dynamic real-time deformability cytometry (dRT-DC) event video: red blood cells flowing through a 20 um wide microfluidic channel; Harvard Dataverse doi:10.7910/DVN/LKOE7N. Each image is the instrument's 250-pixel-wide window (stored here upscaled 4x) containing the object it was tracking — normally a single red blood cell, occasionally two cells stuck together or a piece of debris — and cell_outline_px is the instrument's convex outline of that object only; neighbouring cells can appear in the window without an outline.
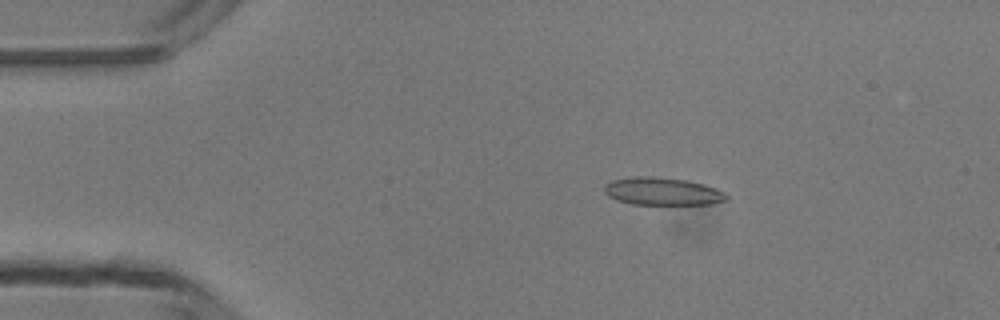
{"species": "common noctule bat (a hibernating species)", "species_latin": "Nyctalus noctula", "temperature_condition": "room temperature", "stored_images_in_passage": 47, "camera_frame_rate_fps": 3000, "um_per_image_px": 0.085, "animal": {"sex": "male", "body_mass_g": 13.3}, "frame": {"image": 1, "passage_image": 8, "time_ms": 2.333, "image_size_px": [1000, 320], "cell_outline_px": [[728, 200], [712, 204], [632, 204], [616, 200], [608, 196], [604, 192], [604, 184], [612, 180], [632, 176], [652, 176], [688, 180], [704, 184], [716, 188], [724, 192], [728, 196]], "centroid_in_image_um": [56.3, 16.26], "position_along_channel_um": 28.7, "area_um2": 19.94}}
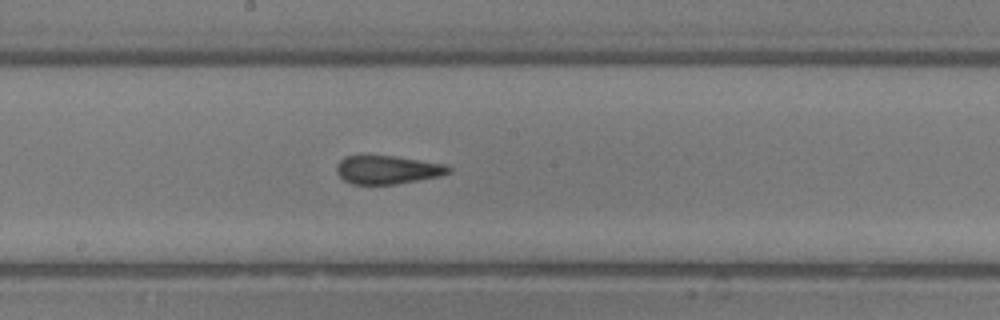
{"frame": {"image": 2, "passage_image": 25, "time_ms": 8.0, "image_size_px": [1000, 320], "cell_outline_px": [[452, 172], [440, 176], [396, 184], [352, 184], [344, 180], [336, 172], [336, 164], [344, 156], [396, 156], [444, 164], [452, 168]], "centroid_in_image_um": [32.94, 14.43], "position_along_channel_um": 215.3, "area_um2": 18.55}}
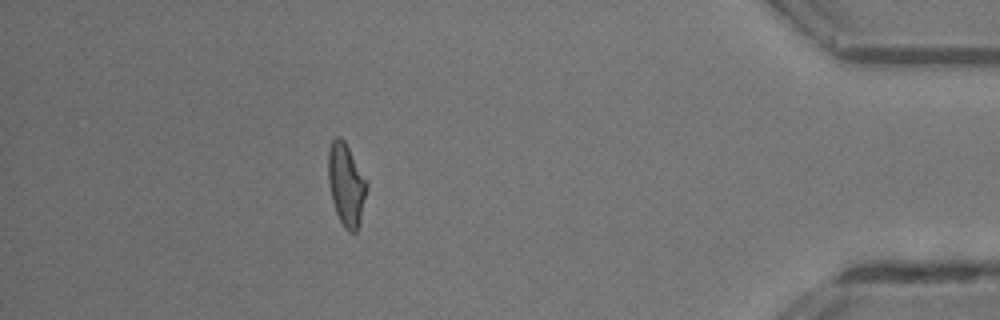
{"frame": {"image": 3, "passage_image": 42, "time_ms": 13.667, "image_size_px": [1000, 320], "cell_outline_px": [[368, 184], [360, 220], [356, 232], [348, 232], [344, 228], [336, 212], [332, 200], [328, 180], [328, 152], [332, 140], [336, 136], [340, 136], [344, 140]], "centroid_in_image_um": [29.41, 15.69], "position_along_channel_um": 405.8, "area_um2": 18.21}, "authors_computed_cell_mechanics": {"area_um2": 19.074, "velocity_mm_per_s": 4.2906, "shape_relaxation_time_tau1_ms": 10.5411, "shape_relaxation_time_tau2_ms": 0.9382, "deformation_change_tau1": 0.2766, "deformation_change_tau2": 0.1017}}